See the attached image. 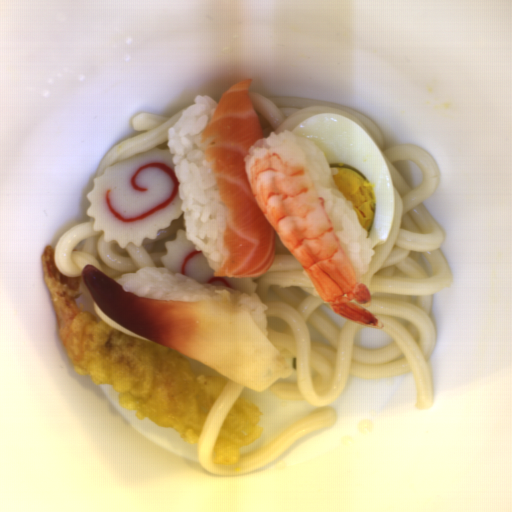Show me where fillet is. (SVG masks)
Here are the masks:
<instances>
[{
  "instance_id": "obj_1",
  "label": "fillet",
  "mask_w": 512,
  "mask_h": 512,
  "mask_svg": "<svg viewBox=\"0 0 512 512\" xmlns=\"http://www.w3.org/2000/svg\"><path fill=\"white\" fill-rule=\"evenodd\" d=\"M81 275L94 303L111 320L251 390L262 392L295 373L294 355L276 348L227 291L214 290L207 302L155 300L126 292L92 265L85 264Z\"/></svg>"
}]
</instances>
